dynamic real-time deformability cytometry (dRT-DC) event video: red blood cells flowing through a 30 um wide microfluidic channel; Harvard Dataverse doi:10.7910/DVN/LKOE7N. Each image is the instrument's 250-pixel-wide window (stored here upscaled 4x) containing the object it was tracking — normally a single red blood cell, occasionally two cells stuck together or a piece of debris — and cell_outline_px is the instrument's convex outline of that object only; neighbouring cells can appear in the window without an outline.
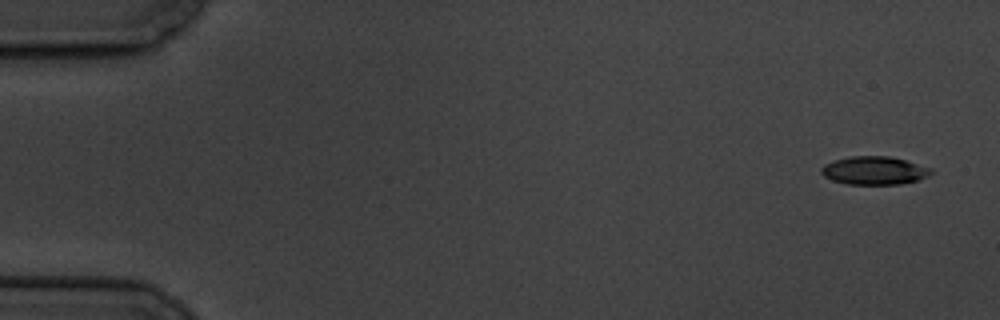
{"species": "common noctule bat (a hibernating species)", "species_latin": "Nyctalus noctula", "temperature_condition": "cold", "stored_images_in_passage": 5, "camera_frame_rate_fps": 3000, "um_per_image_px": 0.085, "animal": {"sex": "male", "body_mass_g": 19.5, "forearm_length_mm": 54.6}, "frame": {"image": 1, "passage_image": 1, "time_ms": 0.0, "image_size_px": [1000, 320], "cell_outline_px": [[936, 172], [928, 176], [916, 180], [900, 184], [848, 184], [832, 180], [824, 176], [820, 172], [820, 168], [824, 164], [836, 160], [852, 156], [888, 156], [904, 160], [932, 168]], "centroid_in_image_um": [74.32, 14.5], "position_along_channel_um": 10.7, "area_um2": 17.98}}
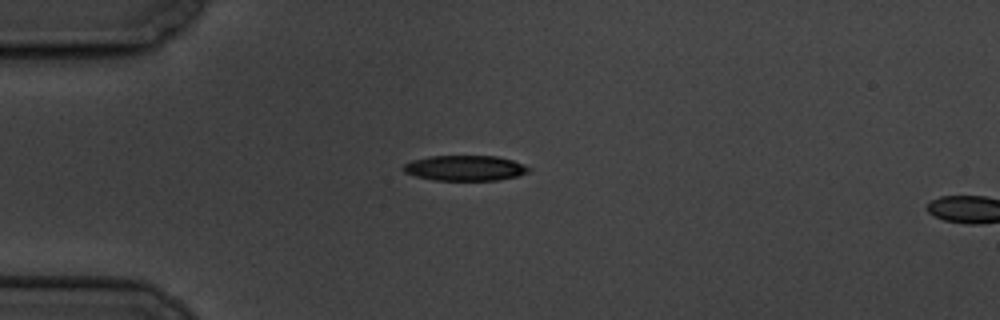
{"frame": {"image": 2, "passage_image": 4, "time_ms": 4.333, "image_size_px": [1000, 320], "cell_outline_px": [[532, 168], [528, 172], [516, 176], [496, 180], [436, 180], [416, 176], [404, 172], [404, 164], [412, 160], [428, 156], [496, 156], [512, 160]], "centroid_in_image_um": [39.52, 14.28], "position_along_channel_um": 45.5, "area_um2": 18.32}}